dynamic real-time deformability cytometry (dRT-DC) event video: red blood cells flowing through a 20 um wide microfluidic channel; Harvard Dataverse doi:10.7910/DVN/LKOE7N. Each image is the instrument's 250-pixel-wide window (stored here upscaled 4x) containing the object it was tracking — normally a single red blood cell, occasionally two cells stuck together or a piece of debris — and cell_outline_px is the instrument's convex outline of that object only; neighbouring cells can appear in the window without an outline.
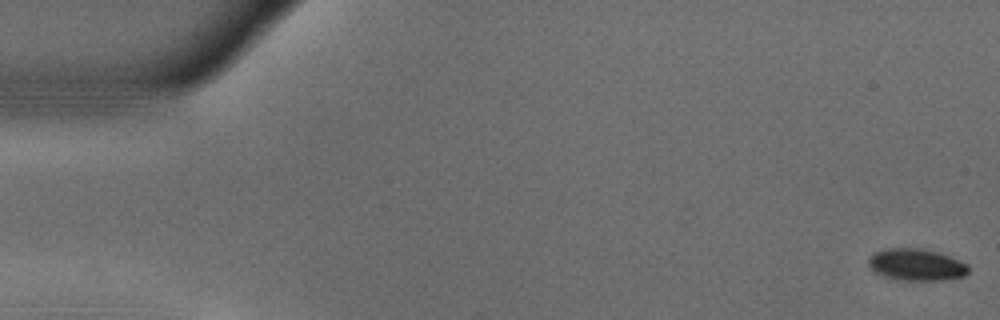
{"species": "common noctule bat (a hibernating species)", "species_latin": "Nyctalus noctula", "temperature_condition": "warm", "stored_images_in_passage": 11, "camera_frame_rate_fps": 3000, "um_per_image_px": 0.085, "animal": {"sex": "male", "body_mass_g": 18.8}, "frame": {"image": 1, "passage_image": 1, "time_ms": 0.0, "image_size_px": [1000, 320], "cell_outline_px": [[968, 272], [964, 276], [940, 280], [904, 280], [884, 276], [876, 272], [868, 264], [868, 256], [872, 252], [888, 248], [920, 248], [940, 252], [960, 260], [968, 264]], "centroid_in_image_um": [77.89, 22.48], "position_along_channel_um": 7.1, "area_um2": 18.61}}